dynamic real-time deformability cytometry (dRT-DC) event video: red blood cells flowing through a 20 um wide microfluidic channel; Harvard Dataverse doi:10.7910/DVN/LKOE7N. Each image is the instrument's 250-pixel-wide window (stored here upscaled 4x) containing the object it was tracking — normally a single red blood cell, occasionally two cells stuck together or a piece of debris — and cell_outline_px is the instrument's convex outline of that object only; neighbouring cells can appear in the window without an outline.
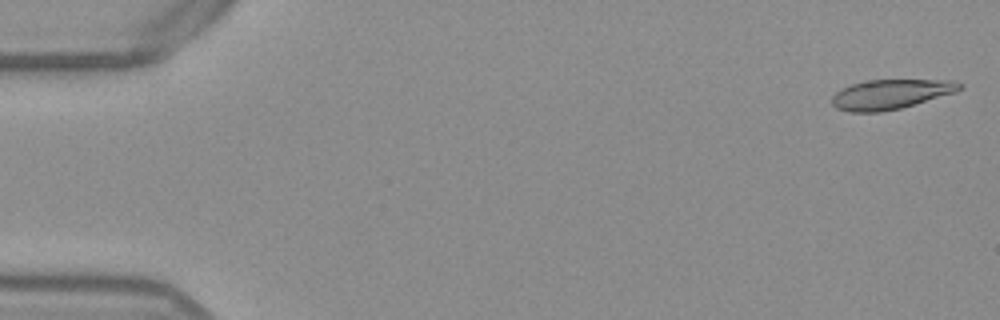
{"species": "Egyptian fruit bat (a non-hibernating species)", "species_latin": "Rousettus aegyptiacus", "temperature_condition": "warm", "stored_images_in_passage": 52, "camera_frame_rate_fps": 3000, "um_per_image_px": 0.085, "frame": {"image": 1, "passage_image": 1, "time_ms": 0.0, "image_size_px": [1000, 320], "cell_outline_px": [[964, 88], [956, 92], [900, 108], [880, 112], [848, 112], [836, 108], [832, 104], [832, 96], [840, 88], [864, 80], [952, 80], [964, 84]], "centroid_in_image_um": [75.7, 8.0], "position_along_channel_um": 9.3, "area_um2": 22.2}}
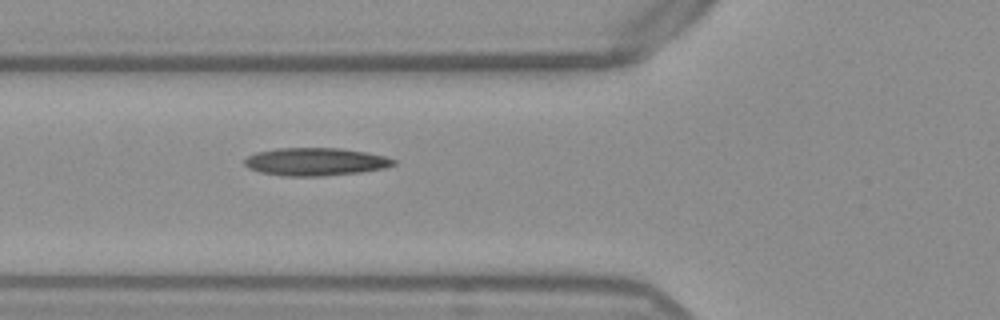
{"frame": {"image": 2, "passage_image": 19, "time_ms": 6.0, "image_size_px": [1000, 320], "cell_outline_px": [[396, 164], [384, 168], [360, 172], [324, 176], [280, 176], [260, 172], [248, 168], [244, 164], [244, 160], [248, 156], [256, 152], [276, 148], [340, 148], [368, 152], [384, 156], [396, 160]], "centroid_in_image_um": [26.8, 13.75], "position_along_channel_um": 99.0, "area_um2": 24.33}}
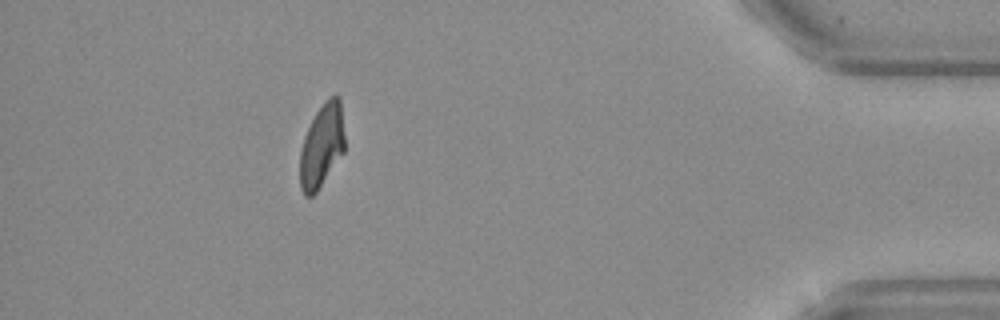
{"frame": {"image": 3, "passage_image": 47, "time_ms": 15.333, "image_size_px": [1000, 320], "cell_outline_px": [[344, 152], [316, 192], [312, 196], [304, 196], [300, 188], [300, 152], [304, 136], [316, 112], [324, 100], [328, 96], [336, 92], [340, 96], [344, 136]], "centroid_in_image_um": [27.35, 12.34], "position_along_channel_um": 407.8, "area_um2": 21.91}, "authors_computed_cell_mechanics": {"area_um2": 23.0333, "velocity_mm_per_s": 3.8663, "shape_relaxation_time_tau1_ms": null, "shape_relaxation_time_tau2_ms": 3.4102, "deformation_change_tau1": null, "deformation_change_tau2": 0.1177}}